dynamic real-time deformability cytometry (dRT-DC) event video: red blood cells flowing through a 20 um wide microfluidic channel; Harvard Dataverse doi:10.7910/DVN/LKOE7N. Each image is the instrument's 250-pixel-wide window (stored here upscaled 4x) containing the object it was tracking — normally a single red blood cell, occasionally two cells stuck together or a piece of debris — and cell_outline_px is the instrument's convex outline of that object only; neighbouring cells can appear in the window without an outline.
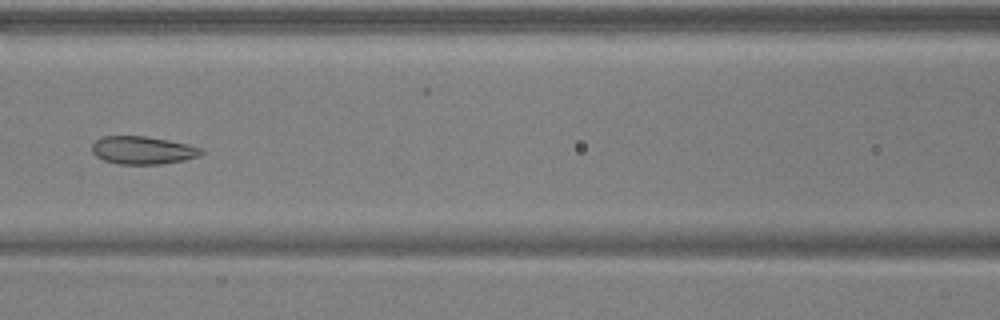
{"species": "common noctule bat (a hibernating species)", "species_latin": "Nyctalus noctula", "temperature_condition": "warm", "stored_images_in_passage": 7, "camera_frame_rate_fps": 3000, "um_per_image_px": 0.085, "animal": {"sex": "male", "body_mass_g": 17.9, "forearm_length_mm": 54.2}, "frame": {"image": 1, "passage_image": 7, "time_ms": 2.0, "image_size_px": [1000, 320], "cell_outline_px": [[204, 152], [200, 156], [184, 160], [160, 164], [120, 164], [104, 160], [96, 156], [92, 152], [92, 144], [100, 136], [144, 136], [168, 140], [188, 144], [200, 148]], "centroid_in_image_um": [12.12, 12.77], "position_along_channel_um": 154.5, "area_um2": 17.74}}